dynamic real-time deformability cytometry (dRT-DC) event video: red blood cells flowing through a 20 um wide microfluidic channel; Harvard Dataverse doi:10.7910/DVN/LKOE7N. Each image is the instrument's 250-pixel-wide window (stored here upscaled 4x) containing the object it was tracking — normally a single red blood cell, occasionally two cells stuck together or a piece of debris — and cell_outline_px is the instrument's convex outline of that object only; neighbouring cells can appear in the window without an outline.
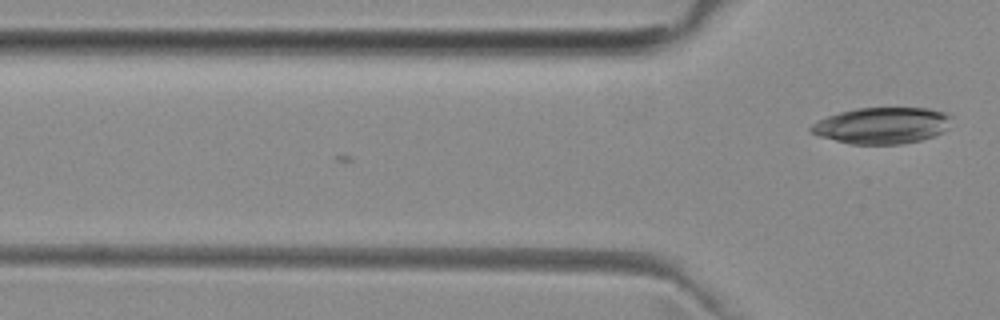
{"species": "common noctule bat (a hibernating species)", "species_latin": "Nyctalus noctula", "temperature_condition": "room temperature", "stored_images_in_passage": 4, "camera_frame_rate_fps": 3000, "um_per_image_px": 0.085, "animal": {"sex": "female", "body_mass_g": 29.2, "forearm_length_mm": 56.3}, "frame": {"image": 1, "passage_image": 4, "time_ms": 1.0, "image_size_px": [1000, 320], "cell_outline_px": [[952, 116], [948, 128], [932, 136], [920, 140], [900, 144], [852, 144], [820, 136], [808, 132], [808, 128], [812, 124], [828, 116], [840, 112], [856, 108], [928, 108], [944, 112]], "centroid_in_image_um": [74.96, 10.66], "position_along_channel_um": 50.8, "area_um2": 29.59}}